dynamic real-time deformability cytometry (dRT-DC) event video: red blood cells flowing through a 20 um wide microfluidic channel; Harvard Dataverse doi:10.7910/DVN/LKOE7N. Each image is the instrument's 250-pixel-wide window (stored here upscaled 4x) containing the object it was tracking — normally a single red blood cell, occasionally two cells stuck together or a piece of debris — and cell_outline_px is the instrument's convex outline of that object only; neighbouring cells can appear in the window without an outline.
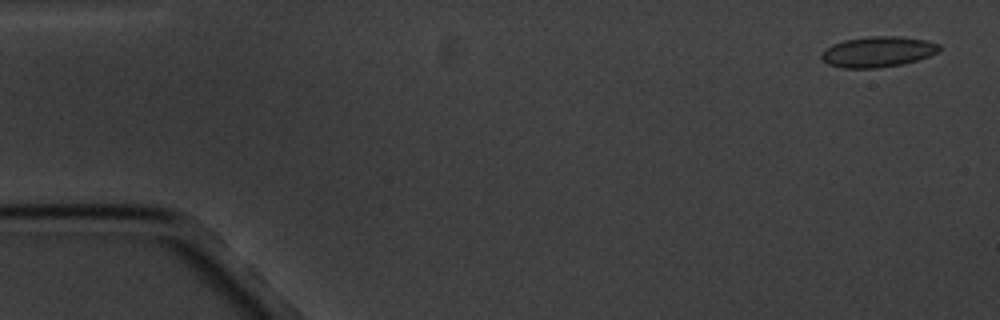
{"species": "common noctule bat (a hibernating species)", "species_latin": "Nyctalus noctula", "temperature_condition": "cold", "stored_images_in_passage": 6, "camera_frame_rate_fps": 3000, "um_per_image_px": 0.085, "animal": {"sex": "male", "body_mass_g": 20.1, "forearm_length_mm": 53.5}, "frame": {"image": 1, "passage_image": 1, "time_ms": 0.0, "image_size_px": [1000, 320], "cell_outline_px": [[940, 48], [936, 52], [928, 56], [904, 64], [876, 68], [844, 68], [828, 64], [820, 56], [820, 52], [832, 44], [844, 40], [868, 36], [896, 36], [928, 40], [940, 44]], "centroid_in_image_um": [74.59, 4.39], "position_along_channel_um": 10.4, "area_um2": 21.04}}
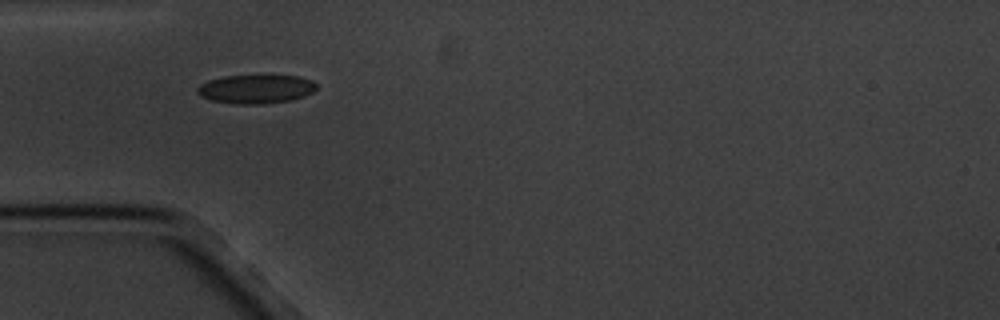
{"frame": {"image": 2, "passage_image": 5, "time_ms": 5.0, "image_size_px": [1000, 320], "cell_outline_px": [[316, 88], [312, 92], [304, 96], [288, 100], [264, 104], [236, 104], [212, 100], [200, 96], [196, 92], [196, 88], [200, 84], [208, 80], [224, 76], [300, 76], [312, 80], [316, 84]], "centroid_in_image_um": [21.72, 7.57], "position_along_channel_um": 63.3, "area_um2": 19.88}}
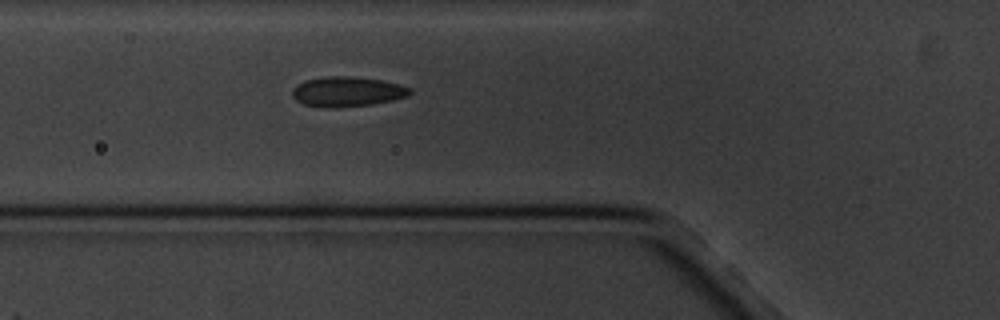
{"frame": {"image": 3, "passage_image": 6, "time_ms": 6.0, "image_size_px": [1000, 320], "cell_outline_px": [[412, 92], [408, 96], [392, 100], [372, 104], [336, 108], [324, 108], [304, 104], [296, 100], [292, 96], [292, 88], [296, 84], [304, 80], [324, 76], [348, 76], [380, 80], [412, 88]], "centroid_in_image_um": [29.46, 7.79], "position_along_channel_um": 96.3, "area_um2": 20.63}}